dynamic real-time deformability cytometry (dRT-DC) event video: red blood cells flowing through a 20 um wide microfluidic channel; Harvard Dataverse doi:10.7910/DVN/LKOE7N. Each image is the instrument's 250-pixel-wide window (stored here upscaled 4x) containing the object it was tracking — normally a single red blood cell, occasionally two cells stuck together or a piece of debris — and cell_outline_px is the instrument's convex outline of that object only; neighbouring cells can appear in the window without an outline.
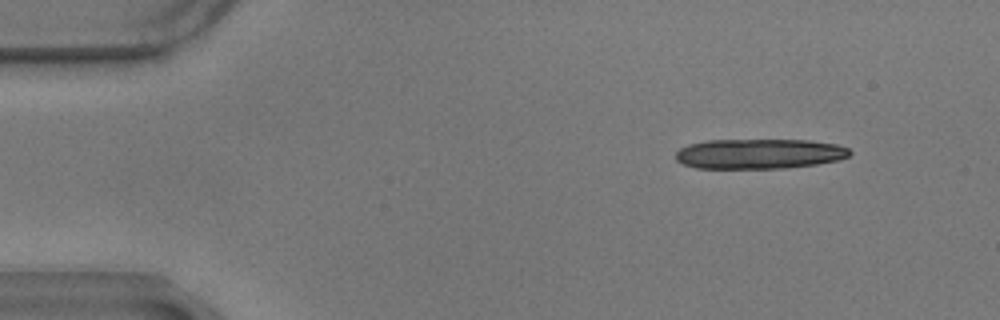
{"species": "common noctule bat (a hibernating species)", "species_latin": "Nyctalus noctula", "temperature_condition": "warm", "stored_images_in_passage": 13, "camera_frame_rate_fps": 3000, "um_per_image_px": 0.085, "animal": {"sex": "male", "body_mass_g": 17.9}, "frame": {"image": 1, "passage_image": 1, "time_ms": 0.0, "image_size_px": [1000, 320], "cell_outline_px": [[852, 152], [848, 156], [840, 160], [816, 164], [788, 168], [696, 168], [684, 164], [676, 160], [676, 152], [680, 148], [688, 144], [708, 140], [808, 140], [836, 144], [848, 148]], "centroid_in_image_um": [64.54, 13.07], "position_along_channel_um": 20.5, "area_um2": 30.52}}